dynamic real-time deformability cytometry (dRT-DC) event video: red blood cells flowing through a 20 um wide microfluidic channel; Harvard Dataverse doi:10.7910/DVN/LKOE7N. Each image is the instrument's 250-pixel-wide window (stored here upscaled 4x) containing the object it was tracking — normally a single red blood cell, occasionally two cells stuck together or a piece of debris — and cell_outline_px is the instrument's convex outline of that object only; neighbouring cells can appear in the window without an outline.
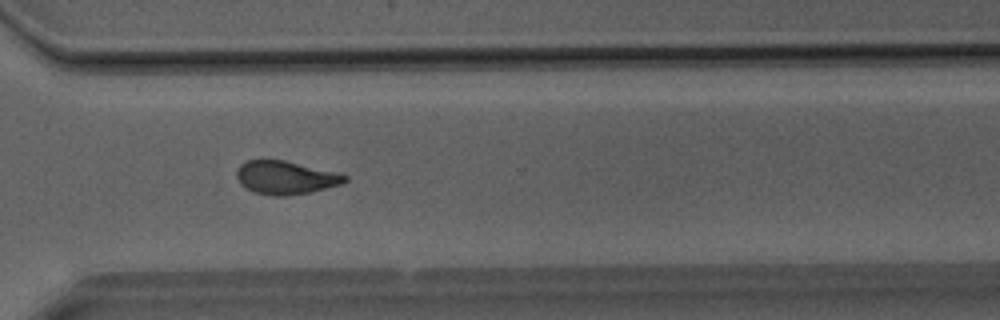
{"species": "Egyptian fruit bat (a non-hibernating species)", "species_latin": "Rousettus aegyptiacus", "temperature_condition": "room temperature", "stored_images_in_passage": 41, "camera_frame_rate_fps": 3000, "um_per_image_px": 0.085, "animal": {"sex": "male"}, "frame": {"image": 1, "passage_image": 30, "time_ms": 9.667, "image_size_px": [1000, 320], "cell_outline_px": [[348, 180], [340, 184], [308, 192], [284, 196], [272, 196], [252, 192], [244, 188], [240, 184], [236, 176], [236, 168], [240, 164], [248, 160], [260, 156], [284, 160], [348, 176]], "centroid_in_image_um": [24.13, 15.06], "position_along_channel_um": 346.5, "area_um2": 21.27}}